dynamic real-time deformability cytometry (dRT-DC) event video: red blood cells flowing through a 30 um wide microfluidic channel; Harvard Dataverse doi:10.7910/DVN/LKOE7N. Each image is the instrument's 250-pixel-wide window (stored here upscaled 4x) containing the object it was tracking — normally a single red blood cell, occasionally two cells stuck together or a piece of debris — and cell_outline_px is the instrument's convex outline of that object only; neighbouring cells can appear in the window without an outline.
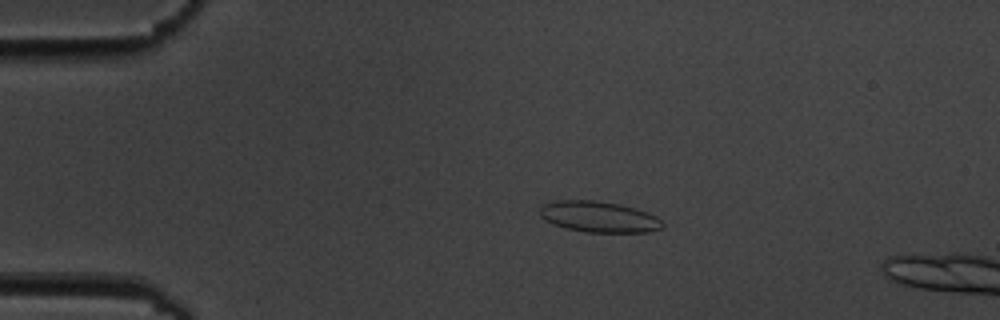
{"species": "common noctule bat (a hibernating species)", "species_latin": "Nyctalus noctula", "temperature_condition": "cold", "stored_images_in_passage": 4, "camera_frame_rate_fps": 3000, "um_per_image_px": 0.085, "animal": {"sex": "male", "body_mass_g": 19.5, "forearm_length_mm": 54.6}, "frame": {"image": 1, "passage_image": 3, "time_ms": 2.333, "image_size_px": [1000, 320], "cell_outline_px": [[664, 224], [660, 228], [648, 232], [584, 232], [552, 224], [544, 220], [540, 216], [540, 208], [544, 204], [556, 200], [592, 200], [620, 204], [636, 208], [656, 216]], "centroid_in_image_um": [50.88, 18.42], "position_along_channel_um": 34.1, "area_um2": 22.08}}